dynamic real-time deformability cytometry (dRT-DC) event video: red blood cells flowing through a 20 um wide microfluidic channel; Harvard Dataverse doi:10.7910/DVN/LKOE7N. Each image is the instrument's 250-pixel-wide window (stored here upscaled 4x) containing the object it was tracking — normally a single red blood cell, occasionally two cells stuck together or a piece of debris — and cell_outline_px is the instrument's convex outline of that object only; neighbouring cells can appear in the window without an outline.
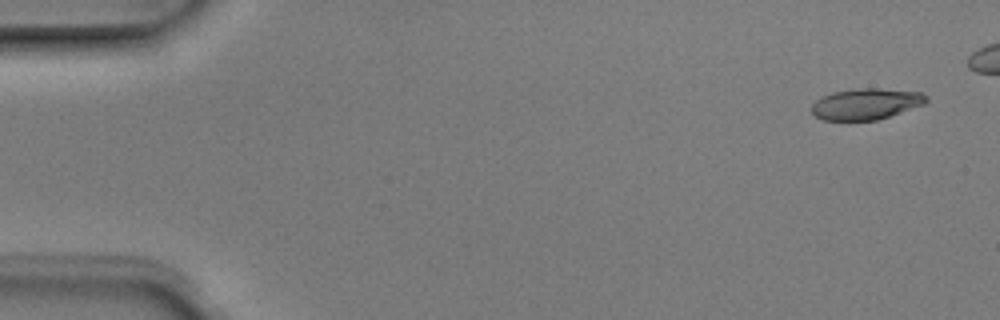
{"species": "Egyptian fruit bat (a non-hibernating species)", "species_latin": "Rousettus aegyptiacus", "temperature_condition": "room temperature", "stored_images_in_passage": 4, "camera_frame_rate_fps": 3000, "um_per_image_px": 0.085, "animal": {"sex": "male"}, "frame": {"image": 1, "passage_image": 1, "time_ms": 0.0, "image_size_px": [1000, 320], "cell_outline_px": [[928, 100], [924, 104], [876, 120], [824, 120], [816, 116], [812, 112], [812, 104], [820, 96], [832, 92], [856, 88], [876, 88], [920, 92], [928, 96]], "centroid_in_image_um": [73.58, 8.82], "position_along_channel_um": 11.4, "area_um2": 20.69}}